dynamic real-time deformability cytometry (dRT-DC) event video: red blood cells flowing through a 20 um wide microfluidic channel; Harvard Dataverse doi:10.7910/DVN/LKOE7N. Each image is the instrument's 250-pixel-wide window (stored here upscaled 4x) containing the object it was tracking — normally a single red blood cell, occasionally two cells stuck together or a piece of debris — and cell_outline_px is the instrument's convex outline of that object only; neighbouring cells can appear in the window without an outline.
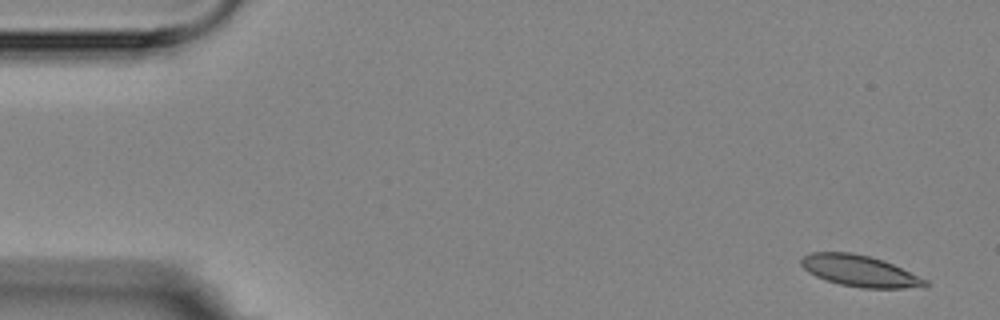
{"species": "Egyptian fruit bat (a non-hibernating species)", "species_latin": "Rousettus aegyptiacus", "temperature_condition": "room temperature", "stored_images_in_passage": 5, "camera_frame_rate_fps": 3000, "um_per_image_px": 0.085, "animal": {"sex": "female"}, "frame": {"image": 1, "passage_image": 1, "time_ms": 0.0, "image_size_px": [1000, 320], "cell_outline_px": [[928, 288], [860, 288], [840, 284], [816, 276], [808, 272], [800, 264], [800, 260], [804, 256], [812, 252], [852, 252], [884, 260], [928, 280]], "centroid_in_image_um": [73.12, 23.04], "position_along_channel_um": 11.9, "area_um2": 22.72}}
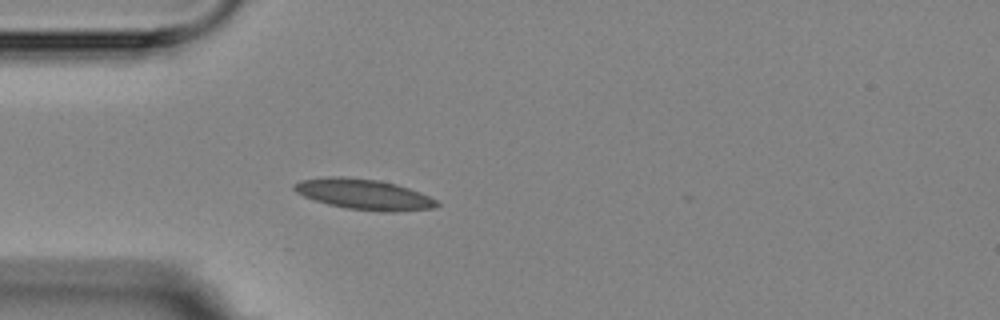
{"frame": {"image": 2, "passage_image": 5, "time_ms": 4.333, "image_size_px": [1000, 320], "cell_outline_px": [[440, 204], [432, 208], [396, 212], [388, 212], [348, 208], [328, 204], [304, 196], [296, 192], [292, 188], [292, 184], [300, 180], [328, 176], [340, 176], [380, 180], [396, 184], [420, 192], [436, 200]], "centroid_in_image_um": [30.9, 16.5], "position_along_channel_um": 54.1, "area_um2": 25.26}}